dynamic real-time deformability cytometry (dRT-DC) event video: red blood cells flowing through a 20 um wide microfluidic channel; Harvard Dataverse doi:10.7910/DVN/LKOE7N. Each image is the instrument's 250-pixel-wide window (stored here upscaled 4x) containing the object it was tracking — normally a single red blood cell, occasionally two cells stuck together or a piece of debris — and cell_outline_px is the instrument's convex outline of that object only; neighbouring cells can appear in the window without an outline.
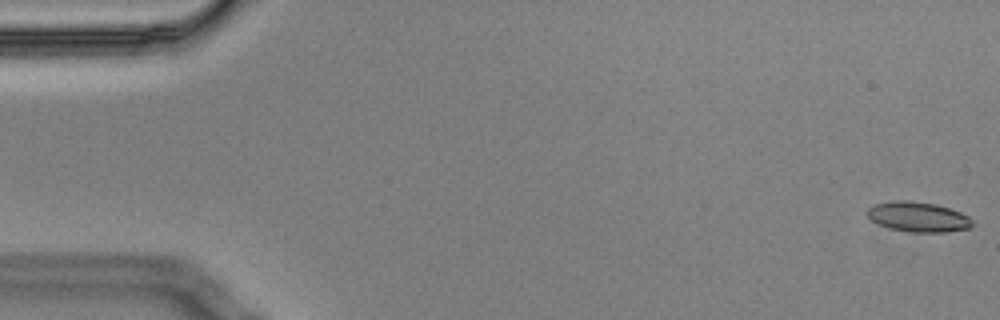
{"species": "Egyptian fruit bat (a non-hibernating species)", "species_latin": "Rousettus aegyptiacus", "temperature_condition": "cold", "stored_images_in_passage": 5, "camera_frame_rate_fps": 3000, "um_per_image_px": 0.085, "animal": {"sex": "male"}, "frame": {"image": 1, "passage_image": 1, "time_ms": 0.0, "image_size_px": [1000, 320], "cell_outline_px": [[972, 224], [968, 228], [944, 232], [908, 232], [888, 228], [872, 220], [864, 212], [872, 204], [896, 200], [908, 200], [936, 204], [960, 212], [968, 216], [972, 220]], "centroid_in_image_um": [77.99, 18.42], "position_along_channel_um": 7.0, "area_um2": 18.38}}
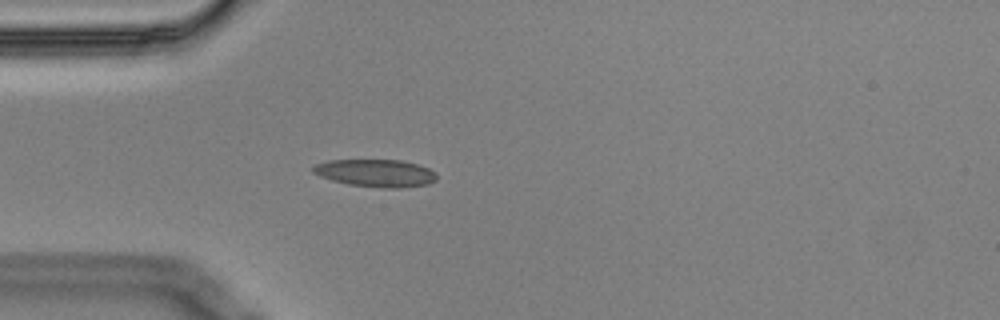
{"frame": {"image": 2, "passage_image": 5, "time_ms": 1.333, "image_size_px": [1000, 320], "cell_outline_px": [[436, 180], [428, 184], [400, 188], [384, 188], [348, 184], [332, 180], [320, 176], [312, 172], [312, 168], [316, 164], [328, 160], [400, 160], [416, 164], [428, 168], [436, 172]], "centroid_in_image_um": [31.94, 14.71], "position_along_channel_um": 53.1, "area_um2": 19.77}}